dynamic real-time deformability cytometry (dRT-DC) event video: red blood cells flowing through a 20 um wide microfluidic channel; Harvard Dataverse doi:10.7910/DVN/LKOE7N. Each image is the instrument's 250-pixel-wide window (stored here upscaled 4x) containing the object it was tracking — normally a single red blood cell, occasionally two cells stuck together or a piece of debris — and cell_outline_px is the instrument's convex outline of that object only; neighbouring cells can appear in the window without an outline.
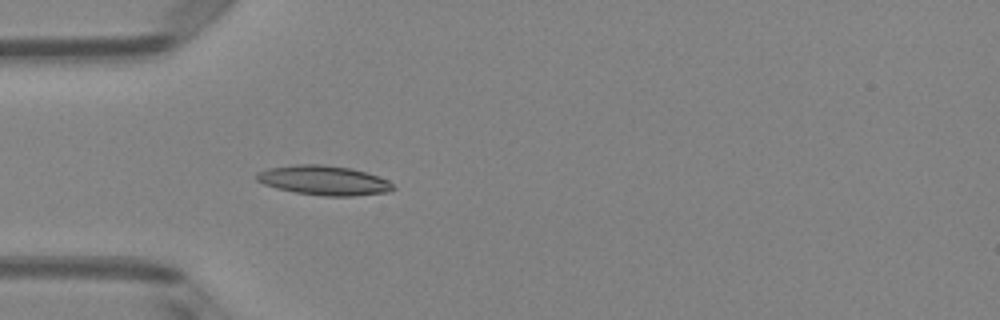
{"species": "Egyptian fruit bat (a non-hibernating species)", "species_latin": "Rousettus aegyptiacus", "temperature_condition": "room temperature", "stored_images_in_passage": 39, "camera_frame_rate_fps": 3000, "um_per_image_px": 0.085, "animal": {"sex": "female"}, "frame": {"image": 1, "passage_image": 4, "time_ms": 1.0, "image_size_px": [1000, 320], "cell_outline_px": [[396, 188], [388, 192], [352, 196], [324, 196], [296, 192], [276, 188], [264, 184], [256, 180], [256, 172], [268, 168], [300, 164], [324, 164], [352, 168], [388, 180]], "centroid_in_image_um": [27.51, 15.33], "position_along_channel_um": 57.5, "area_um2": 23.41}}
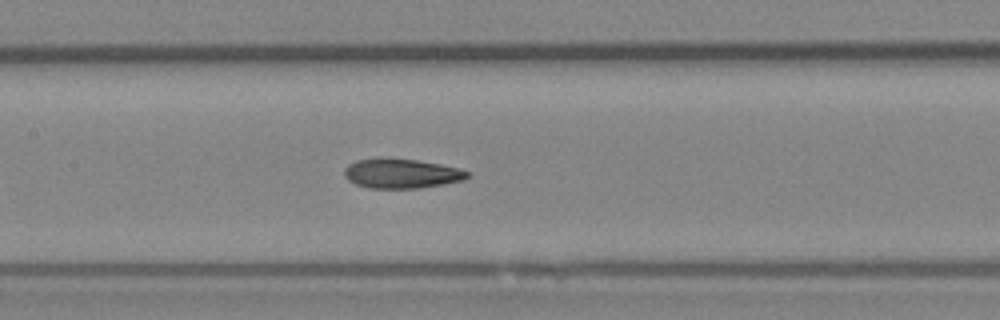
{"frame": {"image": 2, "passage_image": 13, "time_ms": 4.0, "image_size_px": [1000, 320], "cell_outline_px": [[472, 176], [464, 180], [444, 184], [420, 188], [368, 188], [356, 184], [348, 180], [344, 176], [344, 168], [348, 164], [356, 160], [380, 156], [416, 160], [440, 164], [460, 168], [468, 172]], "centroid_in_image_um": [34.11, 14.73], "position_along_channel_um": 173.3, "area_um2": 21.68}}
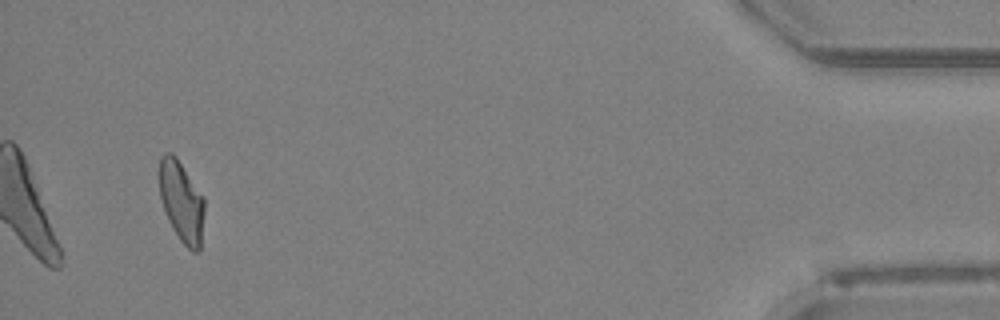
{"frame": {"image": 3, "passage_image": 37, "time_ms": 12.0, "image_size_px": [1000, 320], "cell_outline_px": [[204, 212], [200, 248], [196, 252], [192, 252], [180, 240], [168, 220], [160, 196], [160, 156], [164, 152], [172, 152], [176, 156], [204, 196]], "centroid_in_image_um": [15.44, 17.11], "position_along_channel_um": 419.8, "area_um2": 21.15}, "authors_computed_cell_mechanics": {"area_um2": 21.3282, "velocity_mm_per_s": 4.0192, "shape_relaxation_time_tau1_ms": null, "shape_relaxation_time_tau2_ms": 2.5998, "deformation_change_tau1": null, "deformation_change_tau2": 0.0895}}